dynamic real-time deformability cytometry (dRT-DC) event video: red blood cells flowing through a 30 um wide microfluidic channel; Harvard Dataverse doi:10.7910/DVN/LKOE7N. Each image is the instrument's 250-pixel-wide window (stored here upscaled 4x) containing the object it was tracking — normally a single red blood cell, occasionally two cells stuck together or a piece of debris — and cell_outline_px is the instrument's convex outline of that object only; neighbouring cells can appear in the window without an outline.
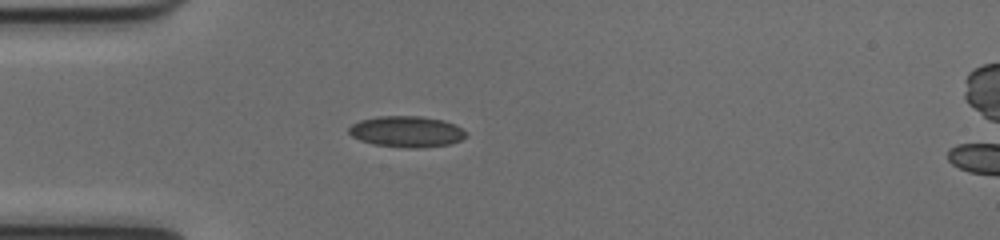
{"species": "common noctule bat (a hibernating species)", "species_latin": "Nyctalus noctula", "temperature_condition": "cold", "stored_images_in_passage": 37, "camera_frame_rate_fps": 3000, "um_per_image_px": 0.085, "animal": {"sex": "female", "body_mass_g": 17.0, "forearm_length_mm": 48.0}, "frame": {"image": 1, "passage_image": 1, "time_ms": 0.0, "image_size_px": [1000, 240], "cell_outline_px": [[468, 136], [460, 140], [448, 144], [420, 148], [404, 148], [372, 144], [360, 140], [352, 136], [348, 132], [348, 128], [352, 124], [360, 120], [380, 116], [420, 116], [440, 120], [452, 124], [468, 132]], "centroid_in_image_um": [34.54, 11.2], "position_along_channel_um": 50.5, "area_um2": 21.15}}
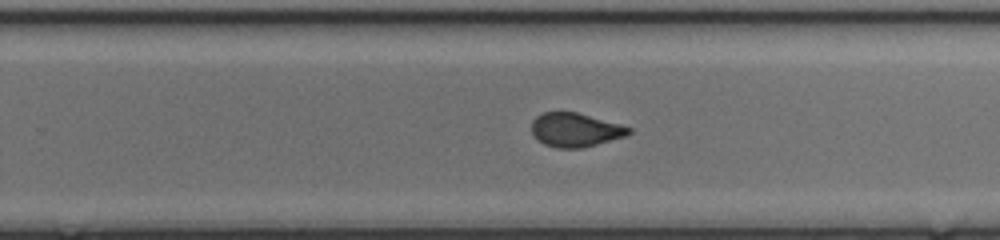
{"frame": {"image": 2, "passage_image": 19, "time_ms": 6.0, "image_size_px": [1000, 240], "cell_outline_px": [[632, 132], [624, 136], [584, 148], [556, 148], [544, 144], [536, 140], [532, 132], [532, 120], [536, 116], [544, 112], [576, 112], [620, 124], [632, 128]], "centroid_in_image_um": [48.87, 11.05], "position_along_channel_um": 280.9, "area_um2": 19.19}}
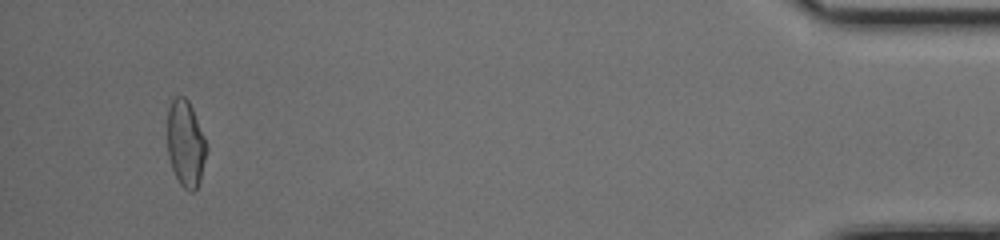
{"frame": {"image": 3, "passage_image": 35, "time_ms": 11.333, "image_size_px": [1000, 240], "cell_outline_px": [[208, 148], [200, 180], [196, 188], [192, 192], [188, 192], [180, 184], [172, 168], [168, 156], [168, 108], [172, 100], [176, 96], [184, 96], [188, 100], [192, 108], [208, 144]], "centroid_in_image_um": [15.79, 12.21], "position_along_channel_um": 419.4, "area_um2": 19.77}, "authors_computed_cell_mechanics": {"area_um2": 19.8254, "velocity_mm_per_s": 4.0423, "shape_relaxation_time_tau1_ms": null, "shape_relaxation_time_tau2_ms": 0.8557, "deformation_change_tau1": null, "deformation_change_tau2": 0.0618}}